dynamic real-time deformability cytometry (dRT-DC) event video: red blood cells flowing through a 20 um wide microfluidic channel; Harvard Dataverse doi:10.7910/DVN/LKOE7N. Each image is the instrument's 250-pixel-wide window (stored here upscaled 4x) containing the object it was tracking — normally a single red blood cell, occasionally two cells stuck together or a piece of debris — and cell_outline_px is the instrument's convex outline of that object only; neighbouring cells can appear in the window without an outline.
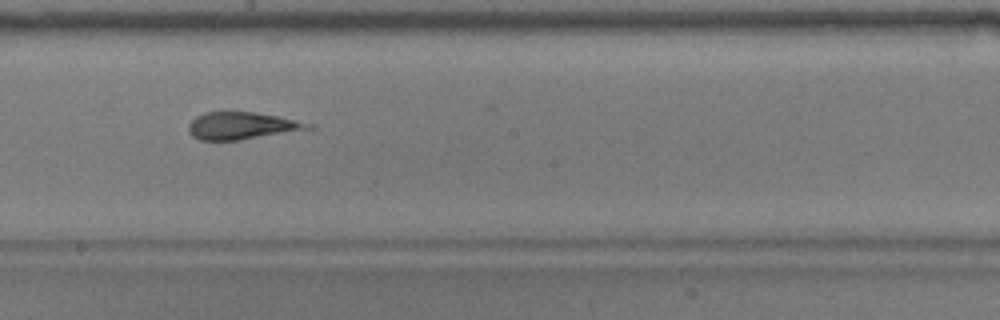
{"species": "common noctule bat (a hibernating species)", "species_latin": "Nyctalus noctula", "temperature_condition": "warm", "stored_images_in_passage": 42, "camera_frame_rate_fps": 3000, "um_per_image_px": 0.085, "animal": {"sex": "male", "body_mass_g": 17.9}, "frame": {"image": 1, "passage_image": 30, "time_ms": 9.667, "image_size_px": [1000, 320], "cell_outline_px": [[316, 128], [240, 140], [200, 140], [192, 136], [188, 132], [188, 124], [196, 116], [204, 112], [256, 112], [296, 120], [312, 124]], "centroid_in_image_um": [20.54, 10.69], "position_along_channel_um": 227.7, "area_um2": 19.02}}
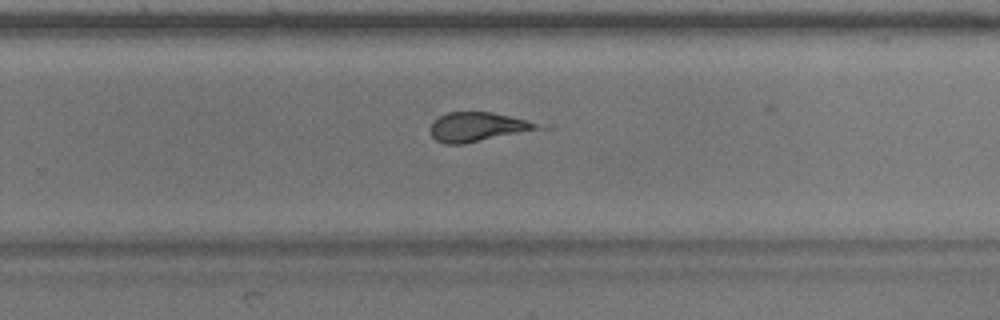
{"frame": {"image": 2, "passage_image": 35, "time_ms": 11.333, "image_size_px": [1000, 320], "cell_outline_px": [[556, 128], [464, 144], [444, 144], [436, 140], [432, 136], [428, 128], [432, 120], [448, 112], [492, 112]], "centroid_in_image_um": [40.71, 10.81], "position_along_channel_um": 289.1, "area_um2": 19.13}}